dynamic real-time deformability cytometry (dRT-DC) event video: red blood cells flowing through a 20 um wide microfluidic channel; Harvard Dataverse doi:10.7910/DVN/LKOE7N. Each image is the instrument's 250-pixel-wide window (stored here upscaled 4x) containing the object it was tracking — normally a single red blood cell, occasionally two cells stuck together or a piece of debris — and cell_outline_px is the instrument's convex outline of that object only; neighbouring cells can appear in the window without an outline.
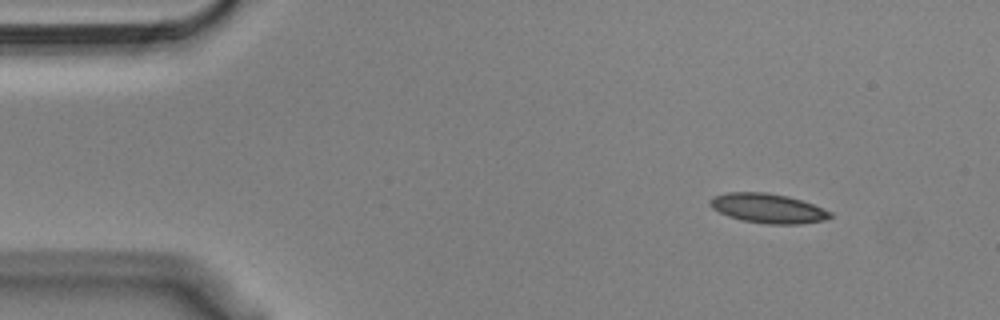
{"species": "Egyptian fruit bat (a non-hibernating species)", "species_latin": "Rousettus aegyptiacus", "temperature_condition": "cold", "stored_images_in_passage": 50, "camera_frame_rate_fps": 3000, "um_per_image_px": 0.085, "animal": {"sex": "male"}, "frame": {"image": 1, "passage_image": 1, "time_ms": 0.0, "image_size_px": [1000, 320], "cell_outline_px": [[832, 216], [824, 220], [800, 224], [768, 224], [740, 220], [728, 216], [712, 208], [708, 204], [708, 200], [712, 196], [728, 192], [764, 192], [788, 196], [812, 204], [832, 212]], "centroid_in_image_um": [65.23, 17.7], "position_along_channel_um": 19.8, "area_um2": 20.69}}
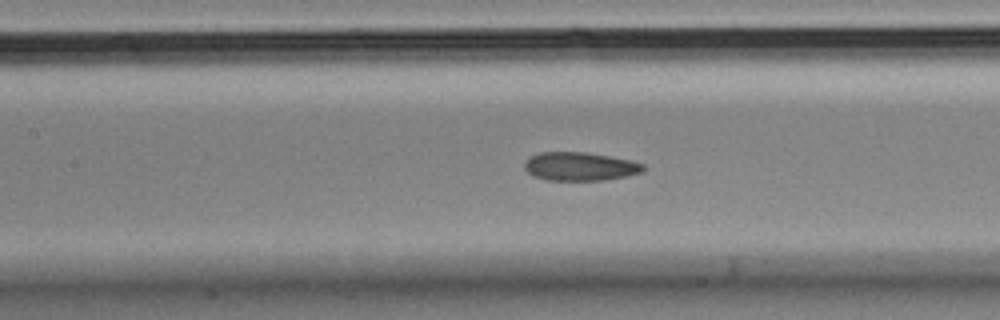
{"frame": {"image": 2, "passage_image": 19, "time_ms": 6.0, "image_size_px": [1000, 320], "cell_outline_px": [[644, 172], [604, 180], [548, 180], [532, 176], [524, 168], [524, 160], [540, 152], [584, 152], [632, 160], [644, 164]], "centroid_in_image_um": [49.28, 14.15], "position_along_channel_um": 158.1, "area_um2": 19.71}}
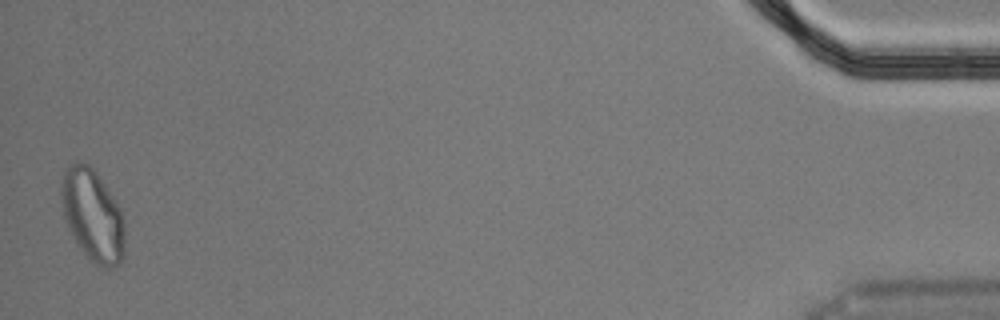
{"frame": {"image": 3, "passage_image": 49, "time_ms": 16.0, "image_size_px": [1000, 320], "cell_outline_px": [[124, 256], [120, 264], [112, 268], [104, 268], [96, 264], [80, 248], [72, 236], [68, 228], [64, 216], [60, 196], [60, 184], [64, 172], [76, 160], [88, 164], [96, 172], [116, 200], [124, 216]], "centroid_in_image_um": [7.88, 18.3], "position_along_channel_um": 427.3, "area_um2": 34.22}, "authors_computed_cell_mechanics": {"area_um2": 20.6635, "velocity_mm_per_s": 3.6215, "shape_relaxation_time_tau1_ms": null, "shape_relaxation_time_tau2_ms": 2.5313, "deformation_change_tau1": null, "deformation_change_tau2": 0.0886}}